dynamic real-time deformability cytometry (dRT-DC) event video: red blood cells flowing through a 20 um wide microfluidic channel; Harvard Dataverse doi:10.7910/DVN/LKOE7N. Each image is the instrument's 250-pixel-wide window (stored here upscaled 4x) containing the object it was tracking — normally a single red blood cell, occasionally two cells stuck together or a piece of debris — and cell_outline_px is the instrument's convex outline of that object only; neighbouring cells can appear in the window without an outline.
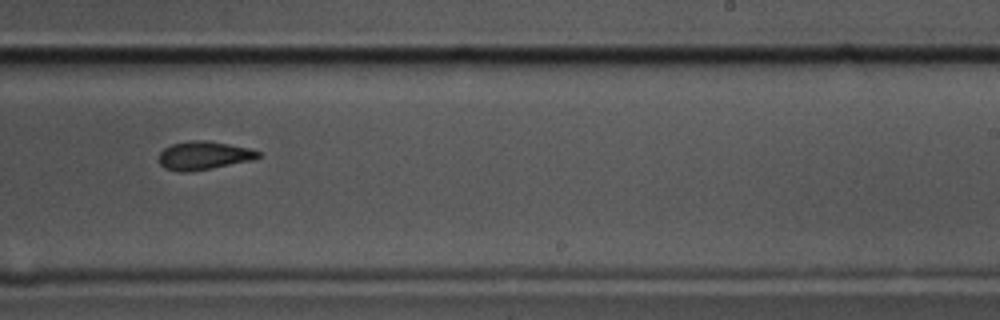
{"species": "common noctule bat (a hibernating species)", "species_latin": "Nyctalus noctula", "temperature_condition": "cold", "stored_images_in_passage": 8, "camera_frame_rate_fps": 3000, "um_per_image_px": 0.085, "animal": {"sex": "male", "body_mass_g": 17.5, "forearm_length_mm": 52.3}, "frame": {"image": 1, "passage_image": 8, "time_ms": 2.333, "image_size_px": [1000, 320], "cell_outline_px": [[260, 156], [252, 160], [188, 172], [176, 172], [164, 168], [160, 164], [160, 152], [164, 148], [172, 144], [192, 140], [208, 140], [252, 148], [260, 152]], "centroid_in_image_um": [17.32, 13.21], "position_along_channel_um": 271.7, "area_um2": 16.42}}